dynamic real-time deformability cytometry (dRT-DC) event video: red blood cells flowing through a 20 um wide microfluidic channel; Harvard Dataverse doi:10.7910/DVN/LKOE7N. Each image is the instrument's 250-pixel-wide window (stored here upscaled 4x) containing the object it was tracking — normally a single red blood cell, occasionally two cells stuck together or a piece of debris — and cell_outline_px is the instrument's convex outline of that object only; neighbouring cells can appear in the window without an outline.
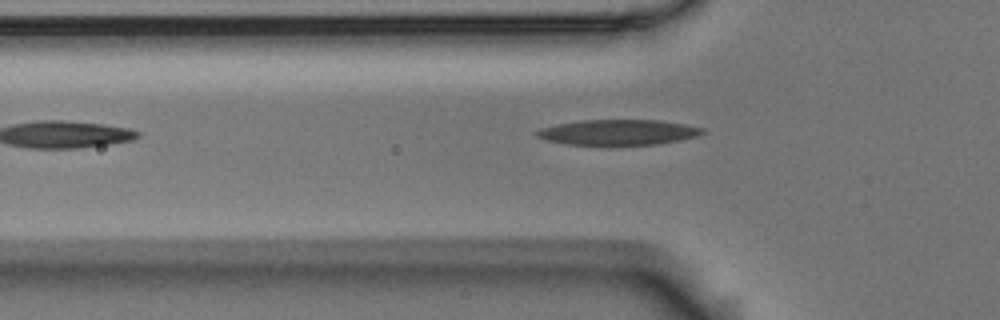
{"species": "Egyptian fruit bat (a non-hibernating species)", "species_latin": "Rousettus aegyptiacus", "temperature_condition": "room temperature", "stored_images_in_passage": 3, "camera_frame_rate_fps": 3000, "um_per_image_px": 0.085, "animal": {"sex": "male"}, "frame": {"image": 1, "passage_image": 3, "time_ms": 0.667, "image_size_px": [1000, 320], "cell_outline_px": [[708, 132], [696, 136], [680, 140], [656, 144], [612, 148], [604, 148], [564, 144], [544, 140], [536, 136], [532, 132], [540, 128], [556, 124], [580, 120], [660, 120], [684, 124], [704, 128]], "centroid_in_image_um": [52.47, 11.29], "position_along_channel_um": 73.3, "area_um2": 26.01}}